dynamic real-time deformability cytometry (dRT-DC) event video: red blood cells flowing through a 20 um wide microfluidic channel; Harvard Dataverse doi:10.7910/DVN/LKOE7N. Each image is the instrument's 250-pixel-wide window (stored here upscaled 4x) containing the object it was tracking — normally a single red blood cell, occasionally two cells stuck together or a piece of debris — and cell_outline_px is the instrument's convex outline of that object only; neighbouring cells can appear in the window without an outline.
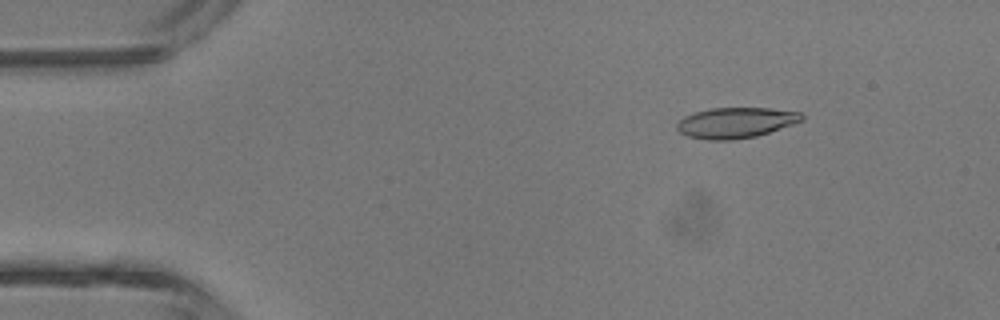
{"species": "common noctule bat (a hibernating species)", "species_latin": "Nyctalus noctula", "temperature_condition": "room temperature", "stored_images_in_passage": 3, "camera_frame_rate_fps": 3000, "um_per_image_px": 0.085, "animal": {"sex": "male", "body_mass_g": 13.3}, "frame": {"image": 1, "passage_image": 2, "time_ms": 1.333, "image_size_px": [1000, 320], "cell_outline_px": [[804, 120], [756, 136], [732, 140], [708, 140], [688, 136], [680, 132], [676, 128], [676, 124], [684, 116], [696, 112], [712, 108], [768, 108], [800, 112], [804, 116]], "centroid_in_image_um": [62.53, 10.43], "position_along_channel_um": 22.5, "area_um2": 22.08}}